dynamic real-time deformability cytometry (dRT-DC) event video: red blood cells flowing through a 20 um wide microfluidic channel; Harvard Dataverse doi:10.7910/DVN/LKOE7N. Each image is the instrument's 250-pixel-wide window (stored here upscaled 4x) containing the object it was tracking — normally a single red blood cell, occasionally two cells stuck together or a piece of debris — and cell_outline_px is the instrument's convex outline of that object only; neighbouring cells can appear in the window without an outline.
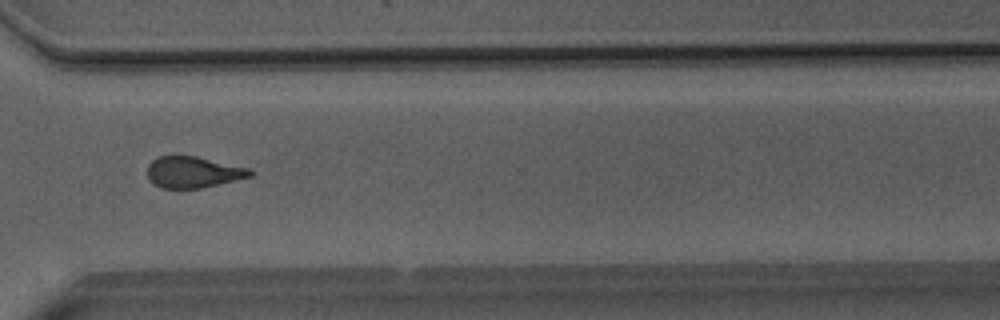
{"species": "Egyptian fruit bat (a non-hibernating species)", "species_latin": "Rousettus aegyptiacus", "temperature_condition": "room temperature", "stored_images_in_passage": 48, "camera_frame_rate_fps": 3000, "um_per_image_px": 0.085, "animal": {"sex": "male"}, "frame": {"image": 1, "passage_image": 37, "time_ms": 12.0, "image_size_px": [1000, 320], "cell_outline_px": [[252, 176], [236, 180], [200, 188], [180, 192], [160, 188], [152, 184], [148, 180], [148, 164], [156, 156], [172, 152], [176, 152], [196, 156], [248, 168], [252, 172]], "centroid_in_image_um": [16.28, 14.63], "position_along_channel_um": 354.3, "area_um2": 19.88}}
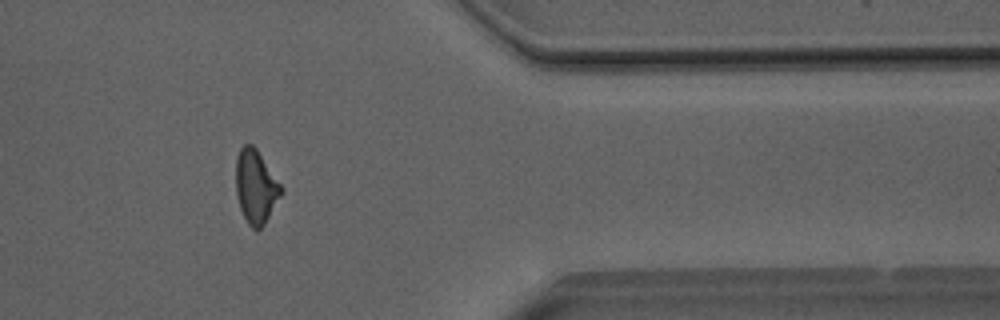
{"frame": {"image": 2, "passage_image": 41, "time_ms": 13.333, "image_size_px": [1000, 320], "cell_outline_px": [[284, 192], [264, 224], [260, 228], [252, 228], [248, 224], [240, 208], [236, 196], [236, 156], [240, 148], [244, 144], [252, 144], [256, 148], [284, 188]], "centroid_in_image_um": [21.75, 15.85], "position_along_channel_um": 389.7, "area_um2": 19.48}, "authors_computed_cell_mechanics": {"area_um2": 19.9988, "velocity_mm_per_s": 4.0668, "shape_relaxation_time_tau1_ms": null, "shape_relaxation_time_tau2_ms": 2.4218, "deformation_change_tau1": null, "deformation_change_tau2": 0.1044}}